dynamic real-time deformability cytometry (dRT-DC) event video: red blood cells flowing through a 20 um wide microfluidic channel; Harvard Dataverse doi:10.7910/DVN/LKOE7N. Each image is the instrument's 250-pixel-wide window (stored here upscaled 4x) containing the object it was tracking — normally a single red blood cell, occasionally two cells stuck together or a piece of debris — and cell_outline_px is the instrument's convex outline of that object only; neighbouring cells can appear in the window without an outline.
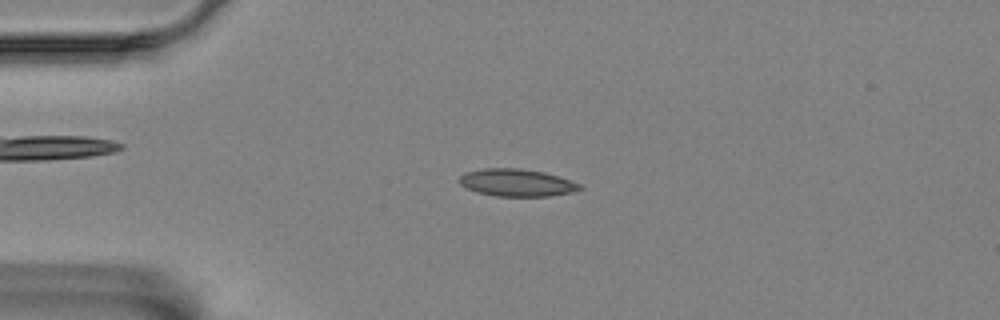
{"species": "Egyptian fruit bat (a non-hibernating species)", "species_latin": "Rousettus aegyptiacus", "temperature_condition": "room temperature", "stored_images_in_passage": 57, "camera_frame_rate_fps": 3000, "um_per_image_px": 0.085, "animal": {"sex": "female"}, "frame": {"image": 1, "passage_image": 13, "time_ms": 4.0, "image_size_px": [1000, 320], "cell_outline_px": [[584, 188], [572, 192], [548, 196], [496, 196], [480, 192], [468, 188], [460, 184], [460, 176], [468, 172], [484, 168], [520, 168], [544, 172], [580, 184]], "centroid_in_image_um": [43.94, 15.52], "position_along_channel_um": 41.1, "area_um2": 18.84}}
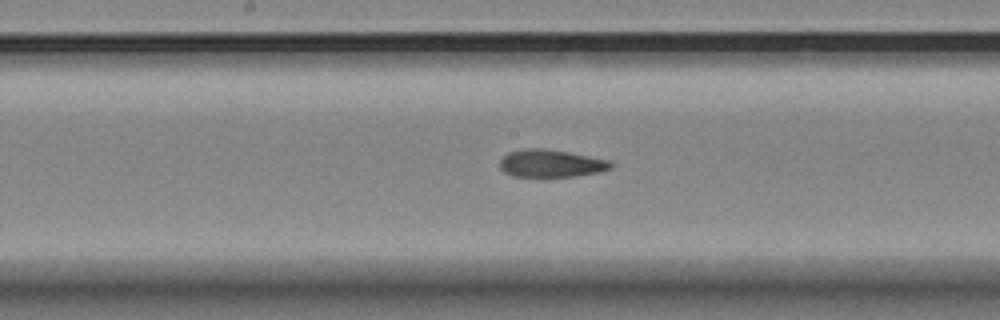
{"frame": {"image": 2, "passage_image": 29, "time_ms": 9.333, "image_size_px": [1000, 320], "cell_outline_px": [[616, 164], [612, 168], [600, 172], [572, 176], [512, 176], [504, 172], [500, 168], [500, 160], [508, 152], [524, 148], [544, 148], [568, 152], [612, 160]], "centroid_in_image_um": [46.87, 13.88], "position_along_channel_um": 201.3, "area_um2": 17.98}}
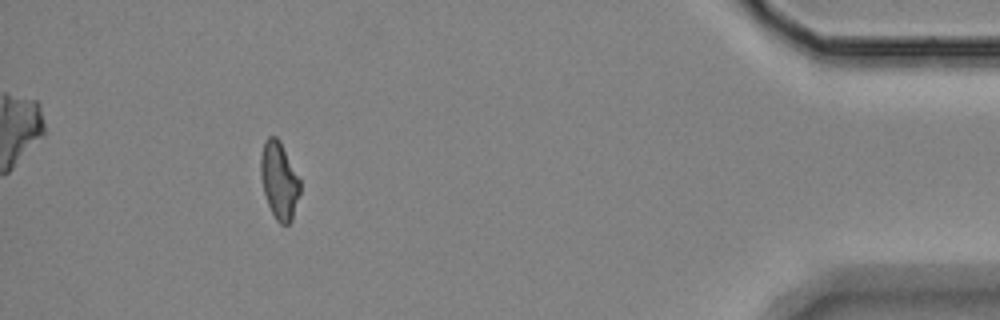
{"frame": {"image": 3, "passage_image": 52, "time_ms": 17.0, "image_size_px": [1000, 320], "cell_outline_px": [[300, 192], [292, 220], [288, 224], [280, 224], [276, 220], [268, 204], [264, 192], [260, 176], [260, 156], [264, 140], [268, 136], [276, 136], [280, 140], [300, 180]], "centroid_in_image_um": [23.72, 15.32], "position_along_channel_um": 411.5, "area_um2": 17.74}, "authors_computed_cell_mechanics": {"area_um2": 18.0914, "velocity_mm_per_s": 3.4589, "shape_relaxation_time_tau1_ms": null, "shape_relaxation_time_tau2_ms": 4.0241, "deformation_change_tau1": null, "deformation_change_tau2": 0.1296}}